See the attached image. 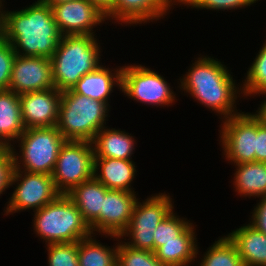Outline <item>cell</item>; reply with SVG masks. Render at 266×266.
<instances>
[{
  "instance_id": "6da1fadb",
  "label": "cell",
  "mask_w": 266,
  "mask_h": 266,
  "mask_svg": "<svg viewBox=\"0 0 266 266\" xmlns=\"http://www.w3.org/2000/svg\"><path fill=\"white\" fill-rule=\"evenodd\" d=\"M4 39L17 55L51 59L60 38L53 11L43 0L16 11L4 9Z\"/></svg>"
},
{
  "instance_id": "7a4b0ae2",
  "label": "cell",
  "mask_w": 266,
  "mask_h": 266,
  "mask_svg": "<svg viewBox=\"0 0 266 266\" xmlns=\"http://www.w3.org/2000/svg\"><path fill=\"white\" fill-rule=\"evenodd\" d=\"M195 61L185 76L179 79V88L219 114L220 119L240 114L236 109V101L240 93L243 94L242 88L236 87L228 68L218 59L207 55H202Z\"/></svg>"
},
{
  "instance_id": "3957f363",
  "label": "cell",
  "mask_w": 266,
  "mask_h": 266,
  "mask_svg": "<svg viewBox=\"0 0 266 266\" xmlns=\"http://www.w3.org/2000/svg\"><path fill=\"white\" fill-rule=\"evenodd\" d=\"M95 35H63L53 53L52 78L58 91L71 89L100 66L101 47ZM99 44V45H98ZM100 47V48H99Z\"/></svg>"
},
{
  "instance_id": "277c9868",
  "label": "cell",
  "mask_w": 266,
  "mask_h": 266,
  "mask_svg": "<svg viewBox=\"0 0 266 266\" xmlns=\"http://www.w3.org/2000/svg\"><path fill=\"white\" fill-rule=\"evenodd\" d=\"M34 232L45 244L78 242L92 235L82 213L66 194L34 212Z\"/></svg>"
},
{
  "instance_id": "5b68a950",
  "label": "cell",
  "mask_w": 266,
  "mask_h": 266,
  "mask_svg": "<svg viewBox=\"0 0 266 266\" xmlns=\"http://www.w3.org/2000/svg\"><path fill=\"white\" fill-rule=\"evenodd\" d=\"M108 106L71 89L62 91L56 127L66 140L92 142L106 125Z\"/></svg>"
},
{
  "instance_id": "8992f818",
  "label": "cell",
  "mask_w": 266,
  "mask_h": 266,
  "mask_svg": "<svg viewBox=\"0 0 266 266\" xmlns=\"http://www.w3.org/2000/svg\"><path fill=\"white\" fill-rule=\"evenodd\" d=\"M65 141L56 126L25 129L17 139L21 154L15 151L13 145L10 147L14 168L29 173L52 175Z\"/></svg>"
},
{
  "instance_id": "52a82bcc",
  "label": "cell",
  "mask_w": 266,
  "mask_h": 266,
  "mask_svg": "<svg viewBox=\"0 0 266 266\" xmlns=\"http://www.w3.org/2000/svg\"><path fill=\"white\" fill-rule=\"evenodd\" d=\"M173 209L172 198L165 192L151 195L142 203L137 199L128 228L120 239L126 240L129 237V241L124 242L126 245L134 249L154 251L155 229Z\"/></svg>"
},
{
  "instance_id": "ba28073f",
  "label": "cell",
  "mask_w": 266,
  "mask_h": 266,
  "mask_svg": "<svg viewBox=\"0 0 266 266\" xmlns=\"http://www.w3.org/2000/svg\"><path fill=\"white\" fill-rule=\"evenodd\" d=\"M92 142L66 140L60 149L52 178L56 189L67 194L73 187L93 178Z\"/></svg>"
},
{
  "instance_id": "9c48e42d",
  "label": "cell",
  "mask_w": 266,
  "mask_h": 266,
  "mask_svg": "<svg viewBox=\"0 0 266 266\" xmlns=\"http://www.w3.org/2000/svg\"><path fill=\"white\" fill-rule=\"evenodd\" d=\"M122 67L120 91L128 98L157 107L175 102V92L158 72L140 64Z\"/></svg>"
},
{
  "instance_id": "30bf717a",
  "label": "cell",
  "mask_w": 266,
  "mask_h": 266,
  "mask_svg": "<svg viewBox=\"0 0 266 266\" xmlns=\"http://www.w3.org/2000/svg\"><path fill=\"white\" fill-rule=\"evenodd\" d=\"M13 185L16 188L4 209L5 216L26 209H33L35 212L61 194L56 189L52 175L29 173L16 168L11 177L10 186Z\"/></svg>"
},
{
  "instance_id": "8fae6325",
  "label": "cell",
  "mask_w": 266,
  "mask_h": 266,
  "mask_svg": "<svg viewBox=\"0 0 266 266\" xmlns=\"http://www.w3.org/2000/svg\"><path fill=\"white\" fill-rule=\"evenodd\" d=\"M220 145L227 161L232 164L255 162L256 116L241 112L222 120Z\"/></svg>"
},
{
  "instance_id": "7c38bea8",
  "label": "cell",
  "mask_w": 266,
  "mask_h": 266,
  "mask_svg": "<svg viewBox=\"0 0 266 266\" xmlns=\"http://www.w3.org/2000/svg\"><path fill=\"white\" fill-rule=\"evenodd\" d=\"M135 193L123 190L106 192L99 217L90 225L94 236L99 233L113 240L117 239L118 242L121 240L120 236L128 228L134 205L138 199Z\"/></svg>"
},
{
  "instance_id": "4fadbf2b",
  "label": "cell",
  "mask_w": 266,
  "mask_h": 266,
  "mask_svg": "<svg viewBox=\"0 0 266 266\" xmlns=\"http://www.w3.org/2000/svg\"><path fill=\"white\" fill-rule=\"evenodd\" d=\"M53 16L60 34L96 35L93 28L104 23L106 16L88 0L58 3L52 7Z\"/></svg>"
},
{
  "instance_id": "5bb4252c",
  "label": "cell",
  "mask_w": 266,
  "mask_h": 266,
  "mask_svg": "<svg viewBox=\"0 0 266 266\" xmlns=\"http://www.w3.org/2000/svg\"><path fill=\"white\" fill-rule=\"evenodd\" d=\"M55 88L49 58L15 56L8 90L18 95Z\"/></svg>"
},
{
  "instance_id": "9a60e30c",
  "label": "cell",
  "mask_w": 266,
  "mask_h": 266,
  "mask_svg": "<svg viewBox=\"0 0 266 266\" xmlns=\"http://www.w3.org/2000/svg\"><path fill=\"white\" fill-rule=\"evenodd\" d=\"M19 100L25 129L57 125L61 91L52 88L23 93Z\"/></svg>"
},
{
  "instance_id": "2e32d148",
  "label": "cell",
  "mask_w": 266,
  "mask_h": 266,
  "mask_svg": "<svg viewBox=\"0 0 266 266\" xmlns=\"http://www.w3.org/2000/svg\"><path fill=\"white\" fill-rule=\"evenodd\" d=\"M177 0H117L113 10L106 16L107 20H115L118 24H144L158 21L170 12ZM121 22V23H120Z\"/></svg>"
},
{
  "instance_id": "e0dca14e",
  "label": "cell",
  "mask_w": 266,
  "mask_h": 266,
  "mask_svg": "<svg viewBox=\"0 0 266 266\" xmlns=\"http://www.w3.org/2000/svg\"><path fill=\"white\" fill-rule=\"evenodd\" d=\"M123 67L109 69L100 65L93 72L85 74L71 88L74 93L98 100L109 105L110 95L114 87L121 89ZM113 71V72H112Z\"/></svg>"
},
{
  "instance_id": "ac0fdd59",
  "label": "cell",
  "mask_w": 266,
  "mask_h": 266,
  "mask_svg": "<svg viewBox=\"0 0 266 266\" xmlns=\"http://www.w3.org/2000/svg\"><path fill=\"white\" fill-rule=\"evenodd\" d=\"M93 177L109 190L135 192L131 186L137 173L132 160L94 158ZM100 171H99V170Z\"/></svg>"
},
{
  "instance_id": "d6986e66",
  "label": "cell",
  "mask_w": 266,
  "mask_h": 266,
  "mask_svg": "<svg viewBox=\"0 0 266 266\" xmlns=\"http://www.w3.org/2000/svg\"><path fill=\"white\" fill-rule=\"evenodd\" d=\"M244 266H266V234L248 223L228 235Z\"/></svg>"
},
{
  "instance_id": "ffe728a7",
  "label": "cell",
  "mask_w": 266,
  "mask_h": 266,
  "mask_svg": "<svg viewBox=\"0 0 266 266\" xmlns=\"http://www.w3.org/2000/svg\"><path fill=\"white\" fill-rule=\"evenodd\" d=\"M135 137L115 128L103 127L92 141L94 158L131 160L134 154Z\"/></svg>"
},
{
  "instance_id": "44dd1931",
  "label": "cell",
  "mask_w": 266,
  "mask_h": 266,
  "mask_svg": "<svg viewBox=\"0 0 266 266\" xmlns=\"http://www.w3.org/2000/svg\"><path fill=\"white\" fill-rule=\"evenodd\" d=\"M193 223L179 236V241L165 242L156 251V257L165 266H188L195 261L198 243Z\"/></svg>"
},
{
  "instance_id": "7402d4cb",
  "label": "cell",
  "mask_w": 266,
  "mask_h": 266,
  "mask_svg": "<svg viewBox=\"0 0 266 266\" xmlns=\"http://www.w3.org/2000/svg\"><path fill=\"white\" fill-rule=\"evenodd\" d=\"M24 130L19 95L0 90V140L10 148L12 141L16 143Z\"/></svg>"
},
{
  "instance_id": "603a6c76",
  "label": "cell",
  "mask_w": 266,
  "mask_h": 266,
  "mask_svg": "<svg viewBox=\"0 0 266 266\" xmlns=\"http://www.w3.org/2000/svg\"><path fill=\"white\" fill-rule=\"evenodd\" d=\"M109 189L94 177L73 187L66 195L80 210L90 226L100 214L104 195Z\"/></svg>"
},
{
  "instance_id": "cb8c5ba5",
  "label": "cell",
  "mask_w": 266,
  "mask_h": 266,
  "mask_svg": "<svg viewBox=\"0 0 266 266\" xmlns=\"http://www.w3.org/2000/svg\"><path fill=\"white\" fill-rule=\"evenodd\" d=\"M233 185L241 197L266 196V163L250 162L234 164Z\"/></svg>"
},
{
  "instance_id": "d4e9b609",
  "label": "cell",
  "mask_w": 266,
  "mask_h": 266,
  "mask_svg": "<svg viewBox=\"0 0 266 266\" xmlns=\"http://www.w3.org/2000/svg\"><path fill=\"white\" fill-rule=\"evenodd\" d=\"M117 245L113 248L102 245L90 235L78 241L79 266H117Z\"/></svg>"
},
{
  "instance_id": "484cf974",
  "label": "cell",
  "mask_w": 266,
  "mask_h": 266,
  "mask_svg": "<svg viewBox=\"0 0 266 266\" xmlns=\"http://www.w3.org/2000/svg\"><path fill=\"white\" fill-rule=\"evenodd\" d=\"M199 266H244L234 243L226 235L207 248Z\"/></svg>"
},
{
  "instance_id": "4316f807",
  "label": "cell",
  "mask_w": 266,
  "mask_h": 266,
  "mask_svg": "<svg viewBox=\"0 0 266 266\" xmlns=\"http://www.w3.org/2000/svg\"><path fill=\"white\" fill-rule=\"evenodd\" d=\"M244 82L241 84L242 97L259 95L266 92V40L258 51L252 65L248 68Z\"/></svg>"
},
{
  "instance_id": "83f0119b",
  "label": "cell",
  "mask_w": 266,
  "mask_h": 266,
  "mask_svg": "<svg viewBox=\"0 0 266 266\" xmlns=\"http://www.w3.org/2000/svg\"><path fill=\"white\" fill-rule=\"evenodd\" d=\"M190 220L180 218L172 210L156 227L154 237V252L165 242L179 241V236L191 225Z\"/></svg>"
},
{
  "instance_id": "f1b7e54d",
  "label": "cell",
  "mask_w": 266,
  "mask_h": 266,
  "mask_svg": "<svg viewBox=\"0 0 266 266\" xmlns=\"http://www.w3.org/2000/svg\"><path fill=\"white\" fill-rule=\"evenodd\" d=\"M117 266H165L154 251L134 249L124 243H118Z\"/></svg>"
},
{
  "instance_id": "f546056e",
  "label": "cell",
  "mask_w": 266,
  "mask_h": 266,
  "mask_svg": "<svg viewBox=\"0 0 266 266\" xmlns=\"http://www.w3.org/2000/svg\"><path fill=\"white\" fill-rule=\"evenodd\" d=\"M48 266H79L78 242L46 245Z\"/></svg>"
},
{
  "instance_id": "4dcf8cb0",
  "label": "cell",
  "mask_w": 266,
  "mask_h": 266,
  "mask_svg": "<svg viewBox=\"0 0 266 266\" xmlns=\"http://www.w3.org/2000/svg\"><path fill=\"white\" fill-rule=\"evenodd\" d=\"M259 0H177V5H184L197 9H212V10H235V8H243L256 3Z\"/></svg>"
},
{
  "instance_id": "1f68e13d",
  "label": "cell",
  "mask_w": 266,
  "mask_h": 266,
  "mask_svg": "<svg viewBox=\"0 0 266 266\" xmlns=\"http://www.w3.org/2000/svg\"><path fill=\"white\" fill-rule=\"evenodd\" d=\"M16 53L4 38L0 40V90H8Z\"/></svg>"
},
{
  "instance_id": "d6a6232c",
  "label": "cell",
  "mask_w": 266,
  "mask_h": 266,
  "mask_svg": "<svg viewBox=\"0 0 266 266\" xmlns=\"http://www.w3.org/2000/svg\"><path fill=\"white\" fill-rule=\"evenodd\" d=\"M14 170V157L10 148L0 152V195L10 188Z\"/></svg>"
},
{
  "instance_id": "836d02e7",
  "label": "cell",
  "mask_w": 266,
  "mask_h": 266,
  "mask_svg": "<svg viewBox=\"0 0 266 266\" xmlns=\"http://www.w3.org/2000/svg\"><path fill=\"white\" fill-rule=\"evenodd\" d=\"M255 162L266 163V125L256 117Z\"/></svg>"
},
{
  "instance_id": "e575fe53",
  "label": "cell",
  "mask_w": 266,
  "mask_h": 266,
  "mask_svg": "<svg viewBox=\"0 0 266 266\" xmlns=\"http://www.w3.org/2000/svg\"><path fill=\"white\" fill-rule=\"evenodd\" d=\"M252 212L250 224L257 230L266 234V196L261 197Z\"/></svg>"
},
{
  "instance_id": "d590c367",
  "label": "cell",
  "mask_w": 266,
  "mask_h": 266,
  "mask_svg": "<svg viewBox=\"0 0 266 266\" xmlns=\"http://www.w3.org/2000/svg\"><path fill=\"white\" fill-rule=\"evenodd\" d=\"M94 4L105 16H107L115 7L117 0H88Z\"/></svg>"
},
{
  "instance_id": "8d00e7d4",
  "label": "cell",
  "mask_w": 266,
  "mask_h": 266,
  "mask_svg": "<svg viewBox=\"0 0 266 266\" xmlns=\"http://www.w3.org/2000/svg\"><path fill=\"white\" fill-rule=\"evenodd\" d=\"M261 95H266V92L261 93ZM266 98V97H264ZM263 124L266 125V99L260 104L258 110L253 113Z\"/></svg>"
},
{
  "instance_id": "74e56055",
  "label": "cell",
  "mask_w": 266,
  "mask_h": 266,
  "mask_svg": "<svg viewBox=\"0 0 266 266\" xmlns=\"http://www.w3.org/2000/svg\"><path fill=\"white\" fill-rule=\"evenodd\" d=\"M3 25H4V11H0V40L4 38Z\"/></svg>"
},
{
  "instance_id": "f35d334b",
  "label": "cell",
  "mask_w": 266,
  "mask_h": 266,
  "mask_svg": "<svg viewBox=\"0 0 266 266\" xmlns=\"http://www.w3.org/2000/svg\"><path fill=\"white\" fill-rule=\"evenodd\" d=\"M43 1L52 7L53 5L58 4V3H65L68 1H74V0H43Z\"/></svg>"
},
{
  "instance_id": "ab89813d",
  "label": "cell",
  "mask_w": 266,
  "mask_h": 266,
  "mask_svg": "<svg viewBox=\"0 0 266 266\" xmlns=\"http://www.w3.org/2000/svg\"><path fill=\"white\" fill-rule=\"evenodd\" d=\"M8 148L1 140H0V152Z\"/></svg>"
},
{
  "instance_id": "60d3db41",
  "label": "cell",
  "mask_w": 266,
  "mask_h": 266,
  "mask_svg": "<svg viewBox=\"0 0 266 266\" xmlns=\"http://www.w3.org/2000/svg\"><path fill=\"white\" fill-rule=\"evenodd\" d=\"M2 1H4V0H0V11H4V10H3L4 3H3ZM2 3H3V4H2Z\"/></svg>"
}]
</instances>
